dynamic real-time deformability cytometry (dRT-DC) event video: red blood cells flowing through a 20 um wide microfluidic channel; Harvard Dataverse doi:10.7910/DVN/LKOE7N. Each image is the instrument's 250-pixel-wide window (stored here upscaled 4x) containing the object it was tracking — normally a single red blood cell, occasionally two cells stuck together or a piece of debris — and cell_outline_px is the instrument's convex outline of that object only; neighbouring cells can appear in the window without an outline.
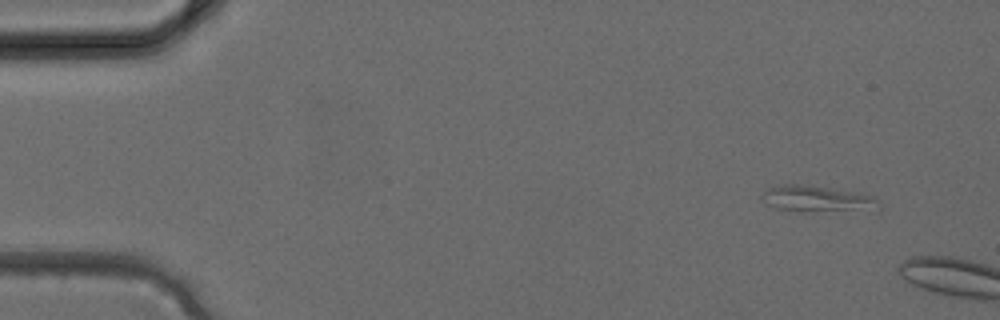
{"species": "common noctule bat (a hibernating species)", "species_latin": "Nyctalus noctula", "temperature_condition": "cold", "stored_images_in_passage": 3, "camera_frame_rate_fps": 3000, "um_per_image_px": 0.085, "animal": {"sex": "female", "body_mass_g": 24.6, "forearm_length_mm": 56.2}, "frame": {"image": 1, "passage_image": 1, "time_ms": 0.0, "image_size_px": [1000, 320], "cell_outline_px": [[880, 208], [876, 212], [800, 212], [776, 208], [760, 200], [760, 196], [768, 188], [784, 184], [796, 184], [860, 192], [872, 196], [880, 204]], "centroid_in_image_um": [69.56, 16.96], "position_along_channel_um": 15.4, "area_um2": 18.61}}